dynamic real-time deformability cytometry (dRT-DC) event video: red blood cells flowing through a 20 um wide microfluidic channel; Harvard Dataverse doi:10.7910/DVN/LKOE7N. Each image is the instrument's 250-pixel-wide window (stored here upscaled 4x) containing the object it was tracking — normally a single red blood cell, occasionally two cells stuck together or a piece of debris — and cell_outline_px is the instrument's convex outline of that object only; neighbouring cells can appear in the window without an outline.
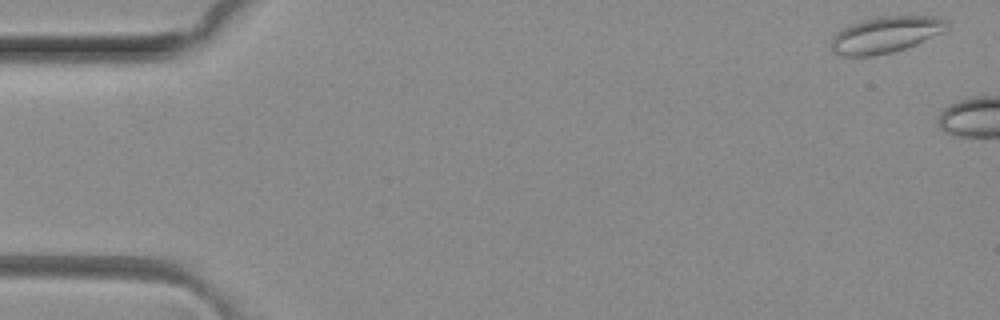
{"species": "common noctule bat (a hibernating species)", "species_latin": "Nyctalus noctula", "temperature_condition": "room temperature", "stored_images_in_passage": 3, "camera_frame_rate_fps": 3000, "um_per_image_px": 0.085, "animal": {"sex": "female", "body_mass_g": 29.2, "forearm_length_mm": 56.3}, "frame": {"image": 1, "passage_image": 1, "time_ms": 0.0, "image_size_px": [1000, 320], "cell_outline_px": [[948, 28], [916, 44], [892, 52], [872, 56], [844, 56], [832, 52], [832, 36], [836, 32], [852, 24], [864, 20], [884, 16], [936, 16], [948, 20]], "centroid_in_image_um": [75.27, 2.95], "position_along_channel_um": 9.7, "area_um2": 24.16}}